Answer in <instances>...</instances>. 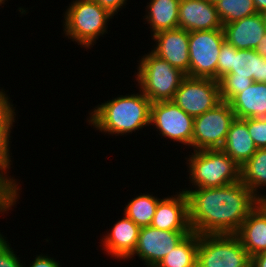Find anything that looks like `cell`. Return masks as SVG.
Returning a JSON list of instances; mask_svg holds the SVG:
<instances>
[{
    "label": "cell",
    "instance_id": "5bb4252c",
    "mask_svg": "<svg viewBox=\"0 0 266 267\" xmlns=\"http://www.w3.org/2000/svg\"><path fill=\"white\" fill-rule=\"evenodd\" d=\"M112 228L101 236L99 247L104 254L115 260L126 261L135 251L140 227L122 213V217L116 221Z\"/></svg>",
    "mask_w": 266,
    "mask_h": 267
},
{
    "label": "cell",
    "instance_id": "8992f818",
    "mask_svg": "<svg viewBox=\"0 0 266 267\" xmlns=\"http://www.w3.org/2000/svg\"><path fill=\"white\" fill-rule=\"evenodd\" d=\"M251 257L235 234L199 235L197 267H248Z\"/></svg>",
    "mask_w": 266,
    "mask_h": 267
},
{
    "label": "cell",
    "instance_id": "3957f363",
    "mask_svg": "<svg viewBox=\"0 0 266 267\" xmlns=\"http://www.w3.org/2000/svg\"><path fill=\"white\" fill-rule=\"evenodd\" d=\"M187 153L189 155L184 158L189 176L185 178L189 181L188 186H192L182 188L185 193L193 188H216L241 180V167L222 149H204Z\"/></svg>",
    "mask_w": 266,
    "mask_h": 267
},
{
    "label": "cell",
    "instance_id": "5b68a950",
    "mask_svg": "<svg viewBox=\"0 0 266 267\" xmlns=\"http://www.w3.org/2000/svg\"><path fill=\"white\" fill-rule=\"evenodd\" d=\"M144 54L137 61L132 80L151 103L172 101L186 75L152 51Z\"/></svg>",
    "mask_w": 266,
    "mask_h": 267
},
{
    "label": "cell",
    "instance_id": "7c38bea8",
    "mask_svg": "<svg viewBox=\"0 0 266 267\" xmlns=\"http://www.w3.org/2000/svg\"><path fill=\"white\" fill-rule=\"evenodd\" d=\"M190 232L141 227L136 249L126 261H135L137 256L145 267H155Z\"/></svg>",
    "mask_w": 266,
    "mask_h": 267
},
{
    "label": "cell",
    "instance_id": "8fae6325",
    "mask_svg": "<svg viewBox=\"0 0 266 267\" xmlns=\"http://www.w3.org/2000/svg\"><path fill=\"white\" fill-rule=\"evenodd\" d=\"M265 60L266 58L254 49L238 50L225 40L218 56L217 81L224 75H235V78H250L254 82H264Z\"/></svg>",
    "mask_w": 266,
    "mask_h": 267
},
{
    "label": "cell",
    "instance_id": "44dd1931",
    "mask_svg": "<svg viewBox=\"0 0 266 267\" xmlns=\"http://www.w3.org/2000/svg\"><path fill=\"white\" fill-rule=\"evenodd\" d=\"M230 158L242 167L257 151L247 124L242 119L231 123L224 146L221 148Z\"/></svg>",
    "mask_w": 266,
    "mask_h": 267
},
{
    "label": "cell",
    "instance_id": "1f68e13d",
    "mask_svg": "<svg viewBox=\"0 0 266 267\" xmlns=\"http://www.w3.org/2000/svg\"><path fill=\"white\" fill-rule=\"evenodd\" d=\"M36 257L33 258L28 267H62V263L57 261L56 258L48 256V254H37ZM26 261H24V267H26ZM61 264V265H60Z\"/></svg>",
    "mask_w": 266,
    "mask_h": 267
},
{
    "label": "cell",
    "instance_id": "7a4b0ae2",
    "mask_svg": "<svg viewBox=\"0 0 266 267\" xmlns=\"http://www.w3.org/2000/svg\"><path fill=\"white\" fill-rule=\"evenodd\" d=\"M130 94L118 95L115 98L97 104L88 111L85 121L93 129L101 132L104 136L111 135L129 136L133 132H142L143 128L150 129L151 101L136 90ZM126 135V136H125Z\"/></svg>",
    "mask_w": 266,
    "mask_h": 267
},
{
    "label": "cell",
    "instance_id": "30bf717a",
    "mask_svg": "<svg viewBox=\"0 0 266 267\" xmlns=\"http://www.w3.org/2000/svg\"><path fill=\"white\" fill-rule=\"evenodd\" d=\"M221 101L219 81L187 75L181 81L172 100L193 117L202 115Z\"/></svg>",
    "mask_w": 266,
    "mask_h": 267
},
{
    "label": "cell",
    "instance_id": "f35d334b",
    "mask_svg": "<svg viewBox=\"0 0 266 267\" xmlns=\"http://www.w3.org/2000/svg\"><path fill=\"white\" fill-rule=\"evenodd\" d=\"M209 2H211L212 4H216L217 2H219L220 0H208Z\"/></svg>",
    "mask_w": 266,
    "mask_h": 267
},
{
    "label": "cell",
    "instance_id": "484cf974",
    "mask_svg": "<svg viewBox=\"0 0 266 267\" xmlns=\"http://www.w3.org/2000/svg\"><path fill=\"white\" fill-rule=\"evenodd\" d=\"M215 5L223 25L257 13L253 0H220Z\"/></svg>",
    "mask_w": 266,
    "mask_h": 267
},
{
    "label": "cell",
    "instance_id": "2e32d148",
    "mask_svg": "<svg viewBox=\"0 0 266 267\" xmlns=\"http://www.w3.org/2000/svg\"><path fill=\"white\" fill-rule=\"evenodd\" d=\"M178 28L188 32L223 28L215 4L208 0H180Z\"/></svg>",
    "mask_w": 266,
    "mask_h": 267
},
{
    "label": "cell",
    "instance_id": "4fadbf2b",
    "mask_svg": "<svg viewBox=\"0 0 266 267\" xmlns=\"http://www.w3.org/2000/svg\"><path fill=\"white\" fill-rule=\"evenodd\" d=\"M151 51L189 76V32L176 28L161 31L151 38Z\"/></svg>",
    "mask_w": 266,
    "mask_h": 267
},
{
    "label": "cell",
    "instance_id": "d4e9b609",
    "mask_svg": "<svg viewBox=\"0 0 266 267\" xmlns=\"http://www.w3.org/2000/svg\"><path fill=\"white\" fill-rule=\"evenodd\" d=\"M9 172L10 169L0 161V216L13 211L14 206L17 207L22 192V184L19 182L21 180L9 175Z\"/></svg>",
    "mask_w": 266,
    "mask_h": 267
},
{
    "label": "cell",
    "instance_id": "ab89813d",
    "mask_svg": "<svg viewBox=\"0 0 266 267\" xmlns=\"http://www.w3.org/2000/svg\"><path fill=\"white\" fill-rule=\"evenodd\" d=\"M264 15V18H265V22H266V12L263 14Z\"/></svg>",
    "mask_w": 266,
    "mask_h": 267
},
{
    "label": "cell",
    "instance_id": "603a6c76",
    "mask_svg": "<svg viewBox=\"0 0 266 267\" xmlns=\"http://www.w3.org/2000/svg\"><path fill=\"white\" fill-rule=\"evenodd\" d=\"M199 235L190 232L155 267H197Z\"/></svg>",
    "mask_w": 266,
    "mask_h": 267
},
{
    "label": "cell",
    "instance_id": "52a82bcc",
    "mask_svg": "<svg viewBox=\"0 0 266 267\" xmlns=\"http://www.w3.org/2000/svg\"><path fill=\"white\" fill-rule=\"evenodd\" d=\"M235 118V113L226 101L194 117L191 151L221 149Z\"/></svg>",
    "mask_w": 266,
    "mask_h": 267
},
{
    "label": "cell",
    "instance_id": "ba28073f",
    "mask_svg": "<svg viewBox=\"0 0 266 267\" xmlns=\"http://www.w3.org/2000/svg\"><path fill=\"white\" fill-rule=\"evenodd\" d=\"M225 41L223 28L189 32V76L217 80V63Z\"/></svg>",
    "mask_w": 266,
    "mask_h": 267
},
{
    "label": "cell",
    "instance_id": "d6a6232c",
    "mask_svg": "<svg viewBox=\"0 0 266 267\" xmlns=\"http://www.w3.org/2000/svg\"><path fill=\"white\" fill-rule=\"evenodd\" d=\"M101 7L115 16L119 11L126 8L128 0H95Z\"/></svg>",
    "mask_w": 266,
    "mask_h": 267
},
{
    "label": "cell",
    "instance_id": "e575fe53",
    "mask_svg": "<svg viewBox=\"0 0 266 267\" xmlns=\"http://www.w3.org/2000/svg\"><path fill=\"white\" fill-rule=\"evenodd\" d=\"M260 56L266 58V33L263 35L261 40L258 42L254 49Z\"/></svg>",
    "mask_w": 266,
    "mask_h": 267
},
{
    "label": "cell",
    "instance_id": "e0dca14e",
    "mask_svg": "<svg viewBox=\"0 0 266 267\" xmlns=\"http://www.w3.org/2000/svg\"><path fill=\"white\" fill-rule=\"evenodd\" d=\"M225 40L238 50L255 49L266 33L263 14L255 13L240 20L224 24Z\"/></svg>",
    "mask_w": 266,
    "mask_h": 267
},
{
    "label": "cell",
    "instance_id": "d590c367",
    "mask_svg": "<svg viewBox=\"0 0 266 267\" xmlns=\"http://www.w3.org/2000/svg\"><path fill=\"white\" fill-rule=\"evenodd\" d=\"M257 13L264 14L266 12V0H253Z\"/></svg>",
    "mask_w": 266,
    "mask_h": 267
},
{
    "label": "cell",
    "instance_id": "4316f807",
    "mask_svg": "<svg viewBox=\"0 0 266 267\" xmlns=\"http://www.w3.org/2000/svg\"><path fill=\"white\" fill-rule=\"evenodd\" d=\"M253 82V79L250 78H235V75H224L219 80L221 100L229 102L236 94L243 92Z\"/></svg>",
    "mask_w": 266,
    "mask_h": 267
},
{
    "label": "cell",
    "instance_id": "83f0119b",
    "mask_svg": "<svg viewBox=\"0 0 266 267\" xmlns=\"http://www.w3.org/2000/svg\"><path fill=\"white\" fill-rule=\"evenodd\" d=\"M0 88V127H15L18 110H16L13 100L9 97L8 90L5 91L2 87Z\"/></svg>",
    "mask_w": 266,
    "mask_h": 267
},
{
    "label": "cell",
    "instance_id": "d6986e66",
    "mask_svg": "<svg viewBox=\"0 0 266 267\" xmlns=\"http://www.w3.org/2000/svg\"><path fill=\"white\" fill-rule=\"evenodd\" d=\"M229 104L237 119L266 118V82H253Z\"/></svg>",
    "mask_w": 266,
    "mask_h": 267
},
{
    "label": "cell",
    "instance_id": "f546056e",
    "mask_svg": "<svg viewBox=\"0 0 266 267\" xmlns=\"http://www.w3.org/2000/svg\"><path fill=\"white\" fill-rule=\"evenodd\" d=\"M247 129L257 148H266V118H245Z\"/></svg>",
    "mask_w": 266,
    "mask_h": 267
},
{
    "label": "cell",
    "instance_id": "ffe728a7",
    "mask_svg": "<svg viewBox=\"0 0 266 267\" xmlns=\"http://www.w3.org/2000/svg\"><path fill=\"white\" fill-rule=\"evenodd\" d=\"M148 2L143 22L148 23L151 37L161 31L178 28L180 0H149Z\"/></svg>",
    "mask_w": 266,
    "mask_h": 267
},
{
    "label": "cell",
    "instance_id": "836d02e7",
    "mask_svg": "<svg viewBox=\"0 0 266 267\" xmlns=\"http://www.w3.org/2000/svg\"><path fill=\"white\" fill-rule=\"evenodd\" d=\"M251 265L252 267H266V251L251 257Z\"/></svg>",
    "mask_w": 266,
    "mask_h": 267
},
{
    "label": "cell",
    "instance_id": "f1b7e54d",
    "mask_svg": "<svg viewBox=\"0 0 266 267\" xmlns=\"http://www.w3.org/2000/svg\"><path fill=\"white\" fill-rule=\"evenodd\" d=\"M16 253L0 230V267H24L23 260Z\"/></svg>",
    "mask_w": 266,
    "mask_h": 267
},
{
    "label": "cell",
    "instance_id": "277c9868",
    "mask_svg": "<svg viewBox=\"0 0 266 267\" xmlns=\"http://www.w3.org/2000/svg\"><path fill=\"white\" fill-rule=\"evenodd\" d=\"M68 5L62 16V35L84 50L93 48L99 38L108 34L114 16L95 0H71Z\"/></svg>",
    "mask_w": 266,
    "mask_h": 267
},
{
    "label": "cell",
    "instance_id": "4dcf8cb0",
    "mask_svg": "<svg viewBox=\"0 0 266 267\" xmlns=\"http://www.w3.org/2000/svg\"><path fill=\"white\" fill-rule=\"evenodd\" d=\"M14 127H0V161L3 162L11 170V165H13L12 158V131ZM11 149V150H10Z\"/></svg>",
    "mask_w": 266,
    "mask_h": 267
},
{
    "label": "cell",
    "instance_id": "6da1fadb",
    "mask_svg": "<svg viewBox=\"0 0 266 267\" xmlns=\"http://www.w3.org/2000/svg\"><path fill=\"white\" fill-rule=\"evenodd\" d=\"M189 224L198 235L236 234L261 201L241 181L187 193Z\"/></svg>",
    "mask_w": 266,
    "mask_h": 267
},
{
    "label": "cell",
    "instance_id": "cb8c5ba5",
    "mask_svg": "<svg viewBox=\"0 0 266 267\" xmlns=\"http://www.w3.org/2000/svg\"><path fill=\"white\" fill-rule=\"evenodd\" d=\"M160 199L158 195L155 196L152 192L139 193L125 204L122 213L140 228L147 227L152 223Z\"/></svg>",
    "mask_w": 266,
    "mask_h": 267
},
{
    "label": "cell",
    "instance_id": "9a60e30c",
    "mask_svg": "<svg viewBox=\"0 0 266 267\" xmlns=\"http://www.w3.org/2000/svg\"><path fill=\"white\" fill-rule=\"evenodd\" d=\"M181 190V191H180ZM158 201L151 226L167 231H191L187 194L179 188Z\"/></svg>",
    "mask_w": 266,
    "mask_h": 267
},
{
    "label": "cell",
    "instance_id": "ac0fdd59",
    "mask_svg": "<svg viewBox=\"0 0 266 267\" xmlns=\"http://www.w3.org/2000/svg\"><path fill=\"white\" fill-rule=\"evenodd\" d=\"M250 257L266 251V201H260L235 234Z\"/></svg>",
    "mask_w": 266,
    "mask_h": 267
},
{
    "label": "cell",
    "instance_id": "7402d4cb",
    "mask_svg": "<svg viewBox=\"0 0 266 267\" xmlns=\"http://www.w3.org/2000/svg\"><path fill=\"white\" fill-rule=\"evenodd\" d=\"M240 181L259 200H266V194H264L266 193L264 192L266 189V148H258L255 154L241 167Z\"/></svg>",
    "mask_w": 266,
    "mask_h": 267
},
{
    "label": "cell",
    "instance_id": "74e56055",
    "mask_svg": "<svg viewBox=\"0 0 266 267\" xmlns=\"http://www.w3.org/2000/svg\"><path fill=\"white\" fill-rule=\"evenodd\" d=\"M7 0H0V6H1V8L2 7H4V6H2V5H5V2H6Z\"/></svg>",
    "mask_w": 266,
    "mask_h": 267
},
{
    "label": "cell",
    "instance_id": "9c48e42d",
    "mask_svg": "<svg viewBox=\"0 0 266 267\" xmlns=\"http://www.w3.org/2000/svg\"><path fill=\"white\" fill-rule=\"evenodd\" d=\"M161 137L170 142L185 145L191 149L193 138L194 117L188 115L172 101L151 103L150 126ZM172 140V141H171Z\"/></svg>",
    "mask_w": 266,
    "mask_h": 267
},
{
    "label": "cell",
    "instance_id": "8d00e7d4",
    "mask_svg": "<svg viewBox=\"0 0 266 267\" xmlns=\"http://www.w3.org/2000/svg\"><path fill=\"white\" fill-rule=\"evenodd\" d=\"M264 82H266V60L264 63Z\"/></svg>",
    "mask_w": 266,
    "mask_h": 267
}]
</instances>
